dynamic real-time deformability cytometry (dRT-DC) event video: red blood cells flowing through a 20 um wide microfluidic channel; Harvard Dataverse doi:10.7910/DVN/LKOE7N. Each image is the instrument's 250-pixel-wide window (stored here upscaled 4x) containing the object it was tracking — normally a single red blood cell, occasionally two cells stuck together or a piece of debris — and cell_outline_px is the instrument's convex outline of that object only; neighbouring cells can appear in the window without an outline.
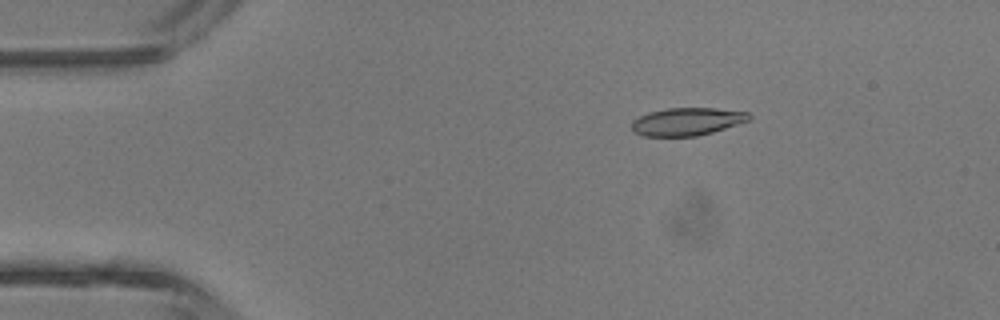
{"species": "common noctule bat (a hibernating species)", "species_latin": "Nyctalus noctula", "temperature_condition": "room temperature", "stored_images_in_passage": 2, "camera_frame_rate_fps": 3000, "um_per_image_px": 0.085, "animal": {"sex": "male", "body_mass_g": 13.3}, "frame": {"image": 1, "passage_image": 2, "time_ms": 1.333, "image_size_px": [1000, 320], "cell_outline_px": [[752, 116], [748, 120], [712, 132], [696, 136], [644, 136], [632, 132], [632, 120], [640, 116], [652, 112], [668, 108], [716, 108], [748, 112]], "centroid_in_image_um": [58.38, 10.33], "position_along_channel_um": 26.6, "area_um2": 18.79}}